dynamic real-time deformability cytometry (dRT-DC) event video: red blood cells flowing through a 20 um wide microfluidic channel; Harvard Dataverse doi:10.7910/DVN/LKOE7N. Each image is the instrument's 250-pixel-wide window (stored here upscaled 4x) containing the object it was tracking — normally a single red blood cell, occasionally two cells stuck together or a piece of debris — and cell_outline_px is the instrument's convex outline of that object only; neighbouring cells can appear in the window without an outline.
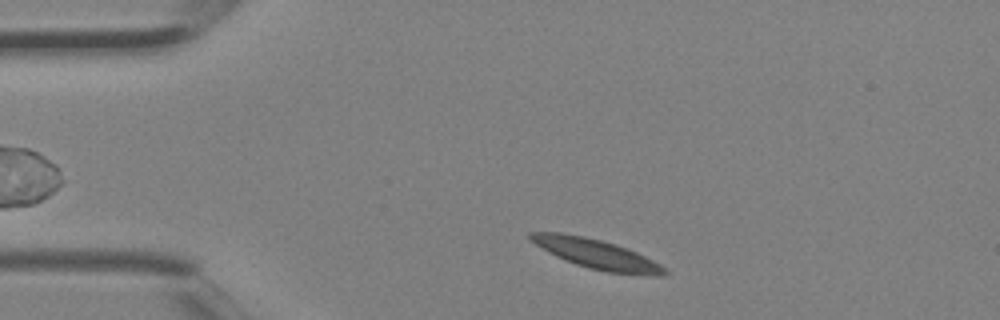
{"species": "Egyptian fruit bat (a non-hibernating species)", "species_latin": "Rousettus aegyptiacus", "temperature_condition": "room temperature", "stored_images_in_passage": 3, "camera_frame_rate_fps": 3000, "um_per_image_px": 0.085, "animal": {"sex": "female"}, "frame": {"image": 1, "passage_image": 3, "time_ms": 0.667, "image_size_px": [1000, 320], "cell_outline_px": [[668, 272], [664, 276], [656, 276], [608, 272], [588, 268], [576, 264], [556, 256], [548, 252], [528, 240], [528, 232], [560, 232], [584, 236], [616, 244], [628, 248], [668, 268]], "centroid_in_image_um": [50.7, 21.59], "position_along_channel_um": 34.3, "area_um2": 23.18}}